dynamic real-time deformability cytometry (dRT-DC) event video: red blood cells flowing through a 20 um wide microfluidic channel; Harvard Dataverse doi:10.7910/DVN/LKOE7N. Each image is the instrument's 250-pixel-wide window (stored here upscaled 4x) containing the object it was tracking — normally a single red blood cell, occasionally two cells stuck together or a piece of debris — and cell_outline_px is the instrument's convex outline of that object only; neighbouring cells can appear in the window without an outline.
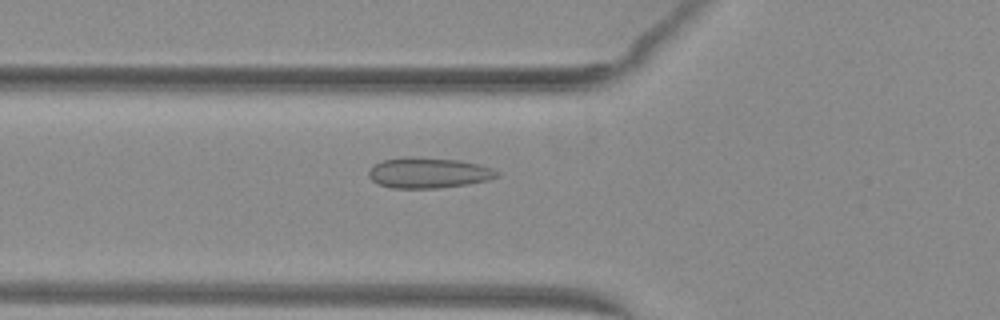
{"species": "common noctule bat (a hibernating species)", "species_latin": "Nyctalus noctula", "temperature_condition": "warm", "stored_images_in_passage": 48, "camera_frame_rate_fps": 3000, "um_per_image_px": 0.085, "animal": {"sex": "female", "body_mass_g": 29.2, "forearm_length_mm": 56.3}, "frame": {"image": 1, "passage_image": 20, "time_ms": 6.333, "image_size_px": [1000, 320], "cell_outline_px": [[500, 176], [488, 180], [468, 184], [436, 188], [392, 188], [380, 184], [372, 180], [368, 176], [368, 172], [376, 164], [384, 160], [408, 156], [456, 160], [476, 164], [492, 168], [500, 172]], "centroid_in_image_um": [36.44, 14.7], "position_along_channel_um": 89.4, "area_um2": 22.6}}
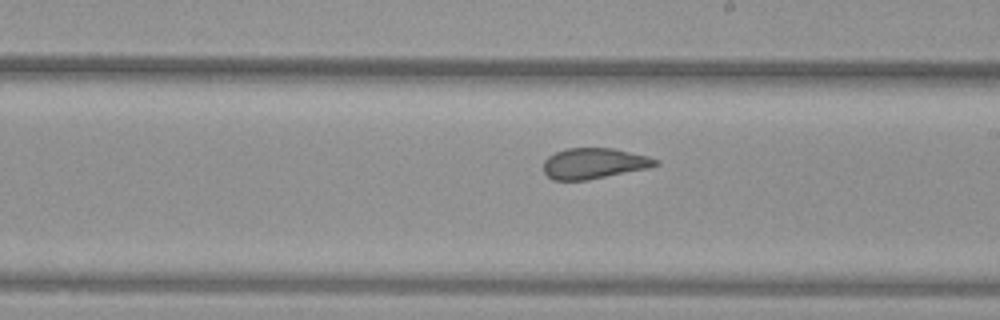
{"frame": {"image": 2, "passage_image": 31, "time_ms": 10.0, "image_size_px": [1000, 320], "cell_outline_px": [[660, 164], [648, 168], [588, 180], [552, 180], [544, 172], [544, 160], [548, 156], [556, 152], [568, 148], [612, 148], [648, 156], [660, 160]], "centroid_in_image_um": [50.5, 13.89], "position_along_channel_um": 238.5, "area_um2": 20.06}}
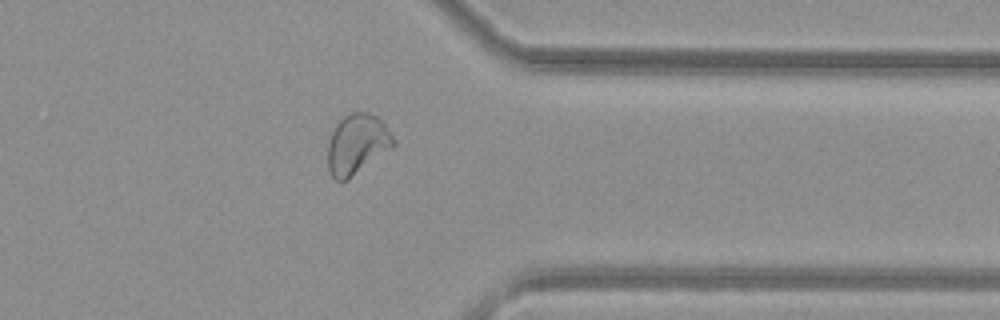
{"frame": {"image": 3, "passage_image": 42, "time_ms": 13.667, "image_size_px": [1000, 320], "cell_outline_px": [[396, 144], [392, 148], [348, 180], [336, 180], [332, 176], [328, 168], [328, 144], [332, 132], [336, 124], [344, 116], [352, 112], [368, 112], [376, 116], [384, 124], [392, 136]], "centroid_in_image_um": [30.34, 12.26], "position_along_channel_um": 381.1, "area_um2": 22.83}}